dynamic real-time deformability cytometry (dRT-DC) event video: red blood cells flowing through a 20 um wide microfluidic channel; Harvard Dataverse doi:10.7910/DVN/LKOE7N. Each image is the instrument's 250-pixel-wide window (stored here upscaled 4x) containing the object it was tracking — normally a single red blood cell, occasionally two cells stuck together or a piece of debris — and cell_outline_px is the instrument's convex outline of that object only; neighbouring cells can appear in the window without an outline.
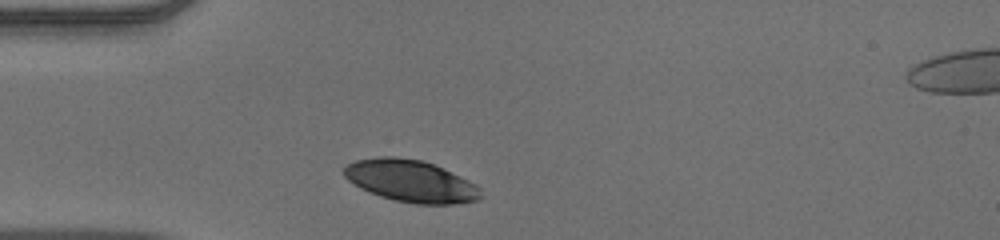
{"species": "human", "species_latin": "Homo sapiens", "temperature_condition": "warm", "stored_images_in_passage": 30, "camera_frame_rate_fps": 3000, "um_per_image_px": 0.085, "donor": {"sex": "male"}, "frame": {"image": 1, "passage_image": 1, "time_ms": 0.0, "image_size_px": [1000, 240], "cell_outline_px": [[480, 200], [452, 204], [416, 204], [396, 200], [380, 196], [360, 188], [348, 180], [344, 176], [344, 168], [348, 164], [356, 160], [376, 156], [396, 156], [420, 160], [432, 164], [476, 184], [480, 188]], "centroid_in_image_um": [34.89, 15.38], "position_along_channel_um": 50.1, "area_um2": 33.18}}
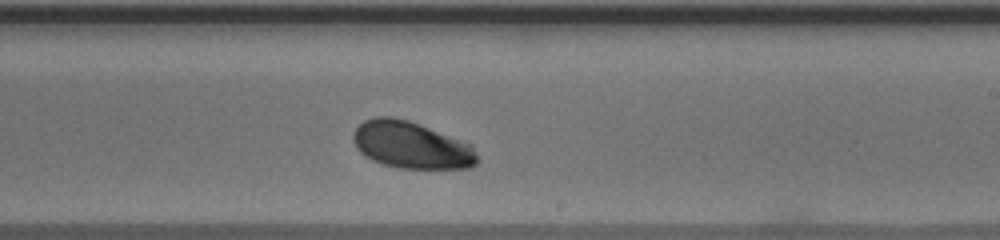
{"frame": {"image": 2, "passage_image": 18, "time_ms": 5.667, "image_size_px": [1000, 240], "cell_outline_px": [[476, 164], [472, 168], [396, 168], [372, 160], [364, 156], [356, 148], [352, 140], [352, 136], [356, 128], [364, 120], [376, 116], [392, 116], [408, 120], [472, 144], [476, 152]], "centroid_in_image_um": [34.93, 12.33], "position_along_channel_um": 254.1, "area_um2": 33.99}}
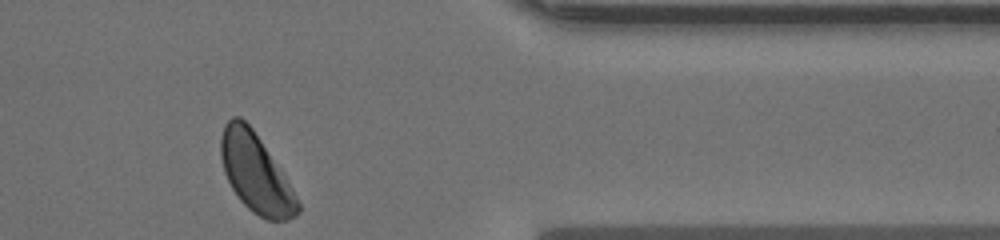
{"frame": {"image": 3, "passage_image": 30, "time_ms": 9.667, "image_size_px": [1000, 240], "cell_outline_px": [[300, 212], [296, 216], [288, 220], [268, 220], [252, 212], [240, 200], [232, 188], [224, 172], [220, 156], [220, 136], [224, 124], [232, 116], [240, 116], [252, 128], [292, 188], [300, 204]], "centroid_in_image_um": [21.71, 14.72], "position_along_channel_um": 389.7, "area_um2": 34.8}, "authors_computed_cell_mechanics": {"area_um2": 33.9575, "velocity_mm_per_s": 3.8529, "shape_relaxation_time_tau1_ms": 1.7573, "shape_relaxation_time_tau2_ms": null, "deformation_change_tau1": 0.1005, "deformation_change_tau2": null}}